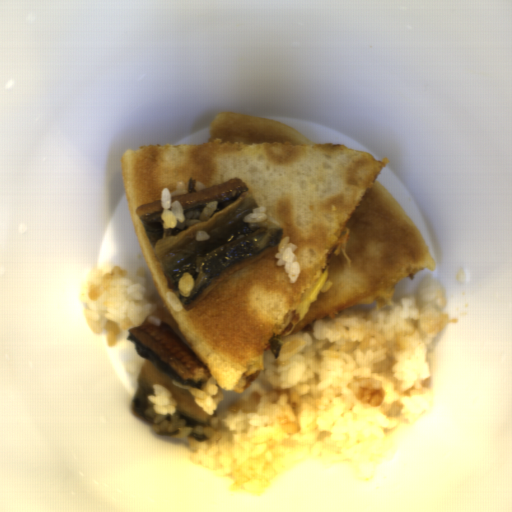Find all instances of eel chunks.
I'll use <instances>...</instances> for the list:
<instances>
[{
    "mask_svg": "<svg viewBox=\"0 0 512 512\" xmlns=\"http://www.w3.org/2000/svg\"><path fill=\"white\" fill-rule=\"evenodd\" d=\"M126 340L134 343L135 352L146 359L142 363L137 377L136 391L132 394L133 415L150 426L153 420L145 411L150 407L147 395L153 394V384H165L173 398L179 417L190 426H210L209 415L195 401L190 387H201L212 376L194 351L188 346L178 332L169 324L160 320L153 325L147 319L141 326L127 328Z\"/></svg>",
    "mask_w": 512,
    "mask_h": 512,
    "instance_id": "eel-chunks-2",
    "label": "eel chunks"
},
{
    "mask_svg": "<svg viewBox=\"0 0 512 512\" xmlns=\"http://www.w3.org/2000/svg\"><path fill=\"white\" fill-rule=\"evenodd\" d=\"M179 201L186 215L188 209L202 214L208 202H218L217 209L207 221L183 230H167L162 222V199L137 205L145 234L154 249L167 279L168 289L189 306L215 279L231 267L249 260L270 247L280 245L283 228L267 216L259 230L251 231L243 219L260 208L250 187L240 178L214 184L196 191V181L187 180V194L172 196ZM211 234L210 240L196 242L197 231ZM184 272L195 278L191 296L183 297L178 282Z\"/></svg>",
    "mask_w": 512,
    "mask_h": 512,
    "instance_id": "eel-chunks-1",
    "label": "eel chunks"
}]
</instances>
